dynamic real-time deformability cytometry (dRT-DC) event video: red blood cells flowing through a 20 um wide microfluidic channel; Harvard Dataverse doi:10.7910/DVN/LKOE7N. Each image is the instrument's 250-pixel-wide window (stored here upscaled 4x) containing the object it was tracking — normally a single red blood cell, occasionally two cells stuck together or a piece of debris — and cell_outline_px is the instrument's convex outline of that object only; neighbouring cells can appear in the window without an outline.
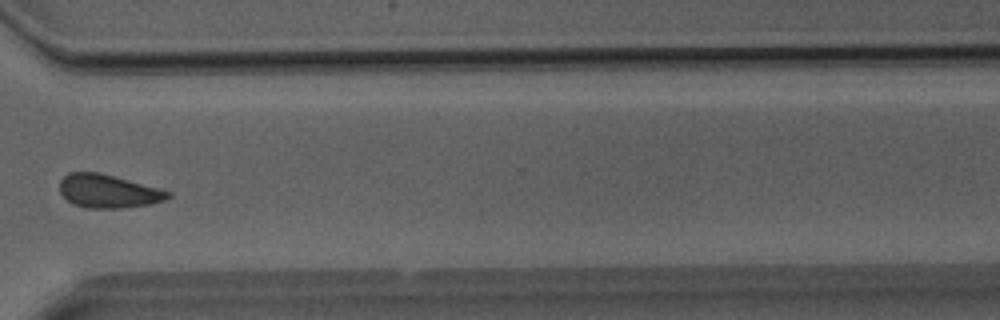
{"species": "Egyptian fruit bat (a non-hibernating species)", "species_latin": "Rousettus aegyptiacus", "temperature_condition": "room temperature", "stored_images_in_passage": 37, "camera_frame_rate_fps": 3000, "um_per_image_px": 0.085, "animal": {"sex": "male"}, "frame": {"image": 1, "passage_image": 28, "time_ms": 9.0, "image_size_px": [1000, 320], "cell_outline_px": [[172, 196], [164, 200], [148, 204], [120, 208], [84, 208], [72, 204], [60, 192], [60, 180], [68, 172], [100, 172], [160, 188], [172, 192]], "centroid_in_image_um": [9.19, 16.24], "position_along_channel_um": 361.4, "area_um2": 21.15}}
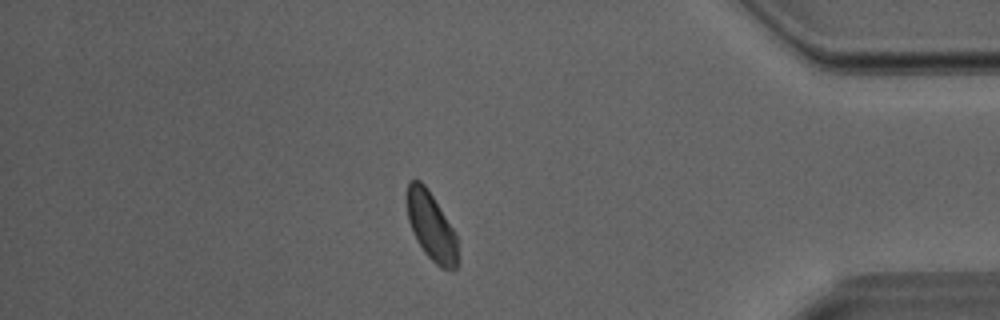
{"frame": {"image": 2, "passage_image": 32, "time_ms": 10.333, "image_size_px": [1000, 320], "cell_outline_px": [[456, 268], [444, 268], [436, 264], [424, 252], [416, 240], [412, 232], [408, 220], [408, 180], [420, 180], [428, 188], [456, 232]], "centroid_in_image_um": [36.64, 19.19], "position_along_channel_um": 398.6, "area_um2": 19.83}}
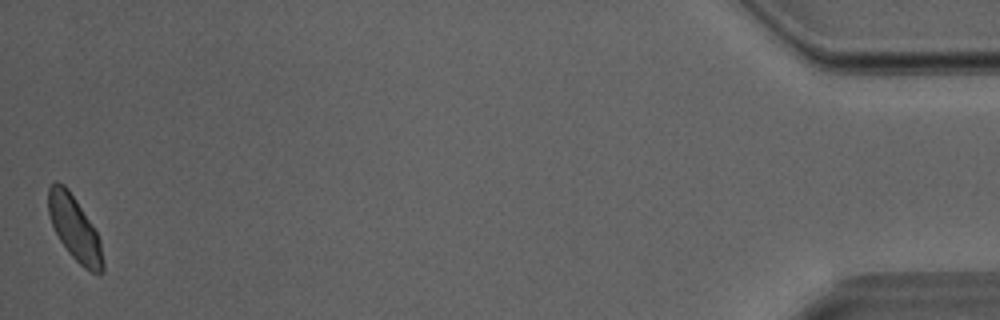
{"frame": {"image": 3, "passage_image": 37, "time_ms": 12.0, "image_size_px": [1000, 320], "cell_outline_px": [[104, 272], [100, 276], [84, 268], [68, 252], [60, 240], [52, 224], [48, 212], [48, 188], [56, 180], [64, 184], [68, 188], [92, 224], [100, 240], [104, 264]], "centroid_in_image_um": [6.36, 19.43], "position_along_channel_um": 428.8, "area_um2": 20.4}}